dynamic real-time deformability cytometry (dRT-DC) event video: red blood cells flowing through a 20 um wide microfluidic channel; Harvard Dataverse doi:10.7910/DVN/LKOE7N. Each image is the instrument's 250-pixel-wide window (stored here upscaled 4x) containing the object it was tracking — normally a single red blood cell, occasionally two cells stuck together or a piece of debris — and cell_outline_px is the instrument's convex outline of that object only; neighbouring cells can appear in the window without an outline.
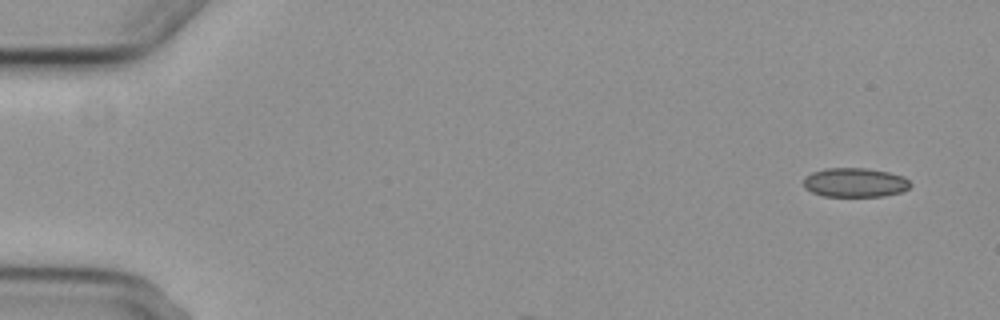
{"species": "common noctule bat (a hibernating species)", "species_latin": "Nyctalus noctula", "temperature_condition": "cold", "stored_images_in_passage": 3, "camera_frame_rate_fps": 3000, "um_per_image_px": 0.085, "animal": {"sex": "female", "body_mass_g": 29.2, "forearm_length_mm": 56.3}, "frame": {"image": 1, "passage_image": 1, "time_ms": 0.0, "image_size_px": [1000, 320], "cell_outline_px": [[912, 184], [908, 188], [900, 192], [884, 196], [824, 196], [812, 192], [804, 188], [804, 176], [812, 172], [824, 168], [868, 168], [888, 172], [904, 176]], "centroid_in_image_um": [72.66, 15.5], "position_along_channel_um": 12.3, "area_um2": 18.26}}